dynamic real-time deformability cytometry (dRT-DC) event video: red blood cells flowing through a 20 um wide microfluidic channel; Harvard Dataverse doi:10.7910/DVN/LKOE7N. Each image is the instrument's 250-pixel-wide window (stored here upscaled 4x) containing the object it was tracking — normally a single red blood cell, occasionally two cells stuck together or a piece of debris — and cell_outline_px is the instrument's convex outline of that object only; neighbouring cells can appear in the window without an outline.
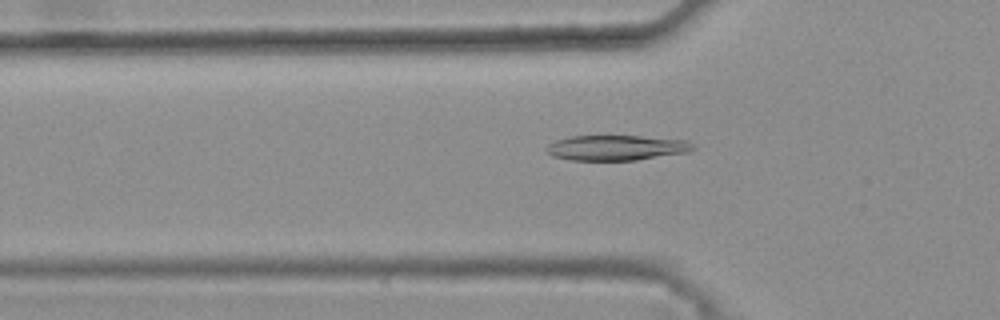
{"species": "common noctule bat (a hibernating species)", "species_latin": "Nyctalus noctula", "temperature_condition": "warm", "stored_images_in_passage": 47, "camera_frame_rate_fps": 3000, "um_per_image_px": 0.085, "animal": {"sex": "female", "body_mass_g": 25.1}, "frame": {"image": 1, "passage_image": 17, "time_ms": 5.333, "image_size_px": [1000, 320], "cell_outline_px": [[696, 148], [688, 152], [636, 160], [572, 160], [552, 156], [544, 148], [548, 144], [556, 140], [568, 136], [640, 136], [688, 140]], "centroid_in_image_um": [52.38, 12.55], "position_along_channel_um": 73.4, "area_um2": 21.56}}
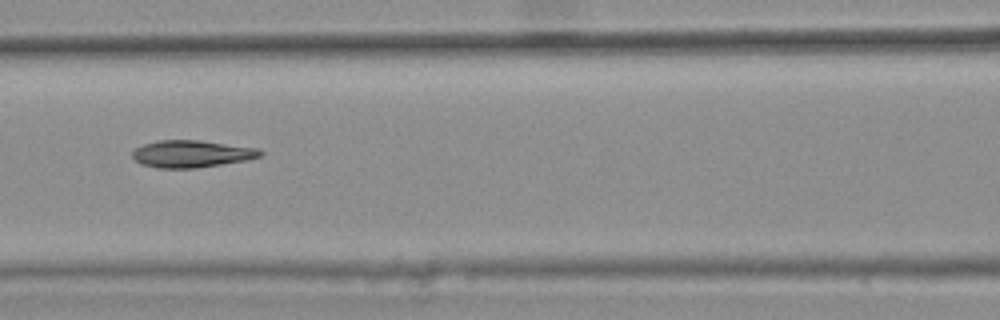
{"frame": {"image": 2, "passage_image": 23, "time_ms": 7.333, "image_size_px": [1000, 320], "cell_outline_px": [[264, 152], [260, 156], [248, 160], [196, 168], [160, 168], [144, 164], [136, 160], [132, 156], [132, 152], [136, 148], [144, 144], [156, 140], [200, 140], [260, 148]], "centroid_in_image_um": [16.34, 13.06], "position_along_channel_um": 150.3, "area_um2": 20.23}}
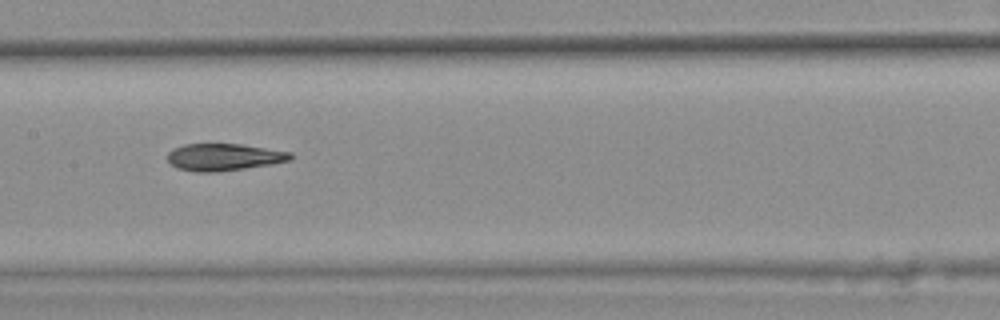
{"frame": {"image": 3, "passage_image": 26, "time_ms": 8.333, "image_size_px": [1000, 320], "cell_outline_px": [[296, 156], [292, 160], [272, 164], [216, 172], [196, 172], [176, 168], [168, 160], [168, 152], [172, 148], [184, 144], [240, 144], [292, 152]], "centroid_in_image_um": [19.06, 13.35], "position_along_channel_um": 188.3, "area_um2": 19.54}, "authors_computed_cell_mechanics": {"area_um2": 20.0566, "velocity_mm_per_s": 3.8124, "shape_relaxation_time_tau1_ms": 9.1651, "shape_relaxation_time_tau2_ms": 3.7804, "deformation_change_tau1": 0.2309, "deformation_change_tau2": 0.1055}}